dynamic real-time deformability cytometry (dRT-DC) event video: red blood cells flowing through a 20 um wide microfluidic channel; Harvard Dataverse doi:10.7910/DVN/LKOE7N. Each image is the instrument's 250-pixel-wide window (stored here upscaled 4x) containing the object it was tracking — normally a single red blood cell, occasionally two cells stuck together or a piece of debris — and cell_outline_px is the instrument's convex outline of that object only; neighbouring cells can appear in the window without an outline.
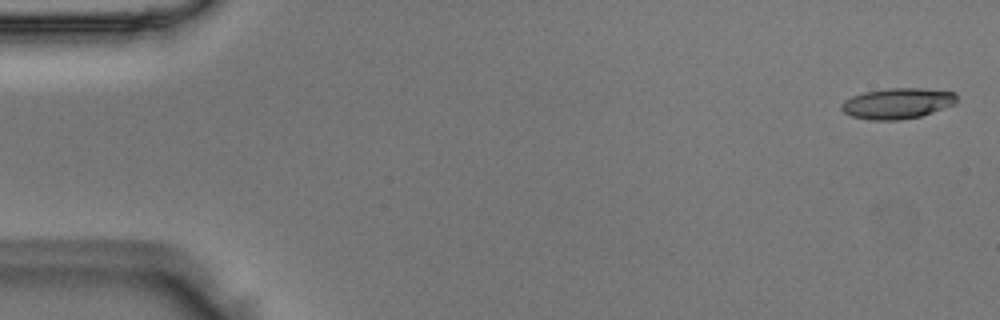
{"species": "Egyptian fruit bat (a non-hibernating species)", "species_latin": "Rousettus aegyptiacus", "temperature_condition": "room temperature", "stored_images_in_passage": 11, "camera_frame_rate_fps": 3000, "um_per_image_px": 0.085, "animal": {"sex": "male"}, "frame": {"image": 1, "passage_image": 2, "time_ms": 0.333, "image_size_px": [1000, 320], "cell_outline_px": [[956, 104], [920, 116], [900, 120], [868, 120], [852, 116], [844, 112], [840, 108], [840, 104], [844, 100], [852, 96], [864, 92], [888, 88], [920, 88], [956, 92]], "centroid_in_image_um": [76.26, 8.79], "position_along_channel_um": 8.7, "area_um2": 20.69}}